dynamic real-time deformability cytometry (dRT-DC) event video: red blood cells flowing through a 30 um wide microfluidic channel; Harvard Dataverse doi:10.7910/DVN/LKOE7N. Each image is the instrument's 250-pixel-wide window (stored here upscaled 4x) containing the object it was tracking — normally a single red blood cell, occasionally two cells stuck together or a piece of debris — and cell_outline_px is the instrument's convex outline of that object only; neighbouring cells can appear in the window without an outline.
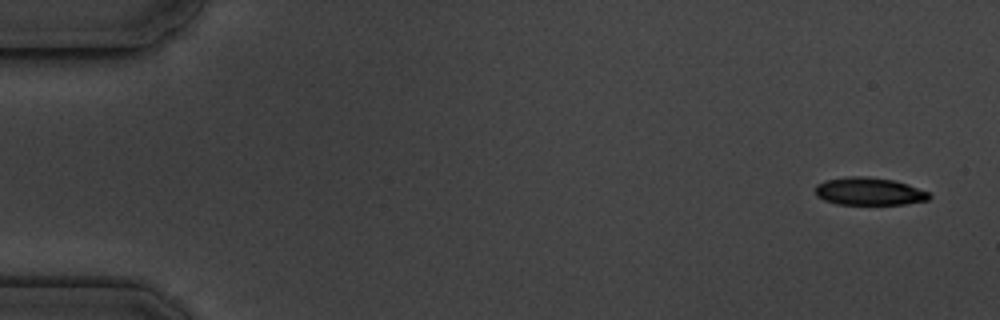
{"species": "common noctule bat (a hibernating species)", "species_latin": "Nyctalus noctula", "temperature_condition": "cold", "stored_images_in_passage": 5, "camera_frame_rate_fps": 3000, "um_per_image_px": 0.085, "animal": {"sex": "male", "body_mass_g": 19.5, "forearm_length_mm": 54.6}, "frame": {"image": 1, "passage_image": 1, "time_ms": 0.0, "image_size_px": [1000, 320], "cell_outline_px": [[932, 196], [928, 200], [904, 204], [836, 204], [824, 200], [816, 196], [816, 184], [824, 180], [848, 176], [868, 176], [892, 180], [908, 184], [928, 192]], "centroid_in_image_um": [73.85, 16.26], "position_along_channel_um": 11.1, "area_um2": 18.44}}